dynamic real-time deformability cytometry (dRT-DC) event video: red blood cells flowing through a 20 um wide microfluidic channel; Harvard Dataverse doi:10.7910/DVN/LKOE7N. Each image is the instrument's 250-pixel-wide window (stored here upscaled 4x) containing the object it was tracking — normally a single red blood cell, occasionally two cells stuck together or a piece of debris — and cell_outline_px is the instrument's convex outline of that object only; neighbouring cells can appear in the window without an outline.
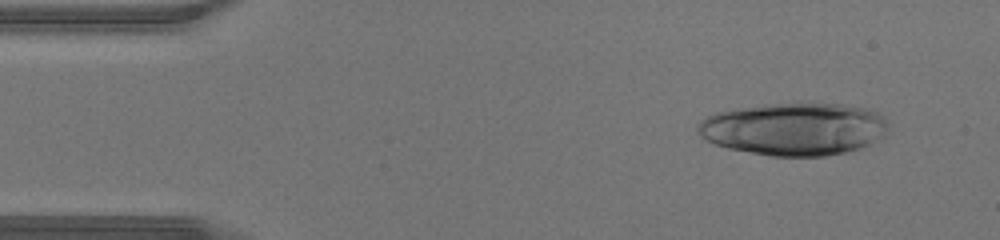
{"species": "human", "species_latin": "Homo sapiens", "temperature_condition": "warm", "stored_images_in_passage": 42, "camera_frame_rate_fps": 3000, "um_per_image_px": 0.085, "donor": {"sex": "male"}, "frame": {"image": 1, "passage_image": 3, "time_ms": 0.667, "image_size_px": [1000, 240], "cell_outline_px": [[888, 124], [884, 132], [880, 136], [868, 144], [860, 148], [844, 152], [824, 156], [772, 156], [728, 148], [716, 144], [700, 136], [696, 128], [700, 120], [716, 112], [796, 100], [840, 104], [860, 108], [872, 112], [880, 116]], "centroid_in_image_um": [67.44, 10.94], "position_along_channel_um": 17.6, "area_um2": 58.26}}